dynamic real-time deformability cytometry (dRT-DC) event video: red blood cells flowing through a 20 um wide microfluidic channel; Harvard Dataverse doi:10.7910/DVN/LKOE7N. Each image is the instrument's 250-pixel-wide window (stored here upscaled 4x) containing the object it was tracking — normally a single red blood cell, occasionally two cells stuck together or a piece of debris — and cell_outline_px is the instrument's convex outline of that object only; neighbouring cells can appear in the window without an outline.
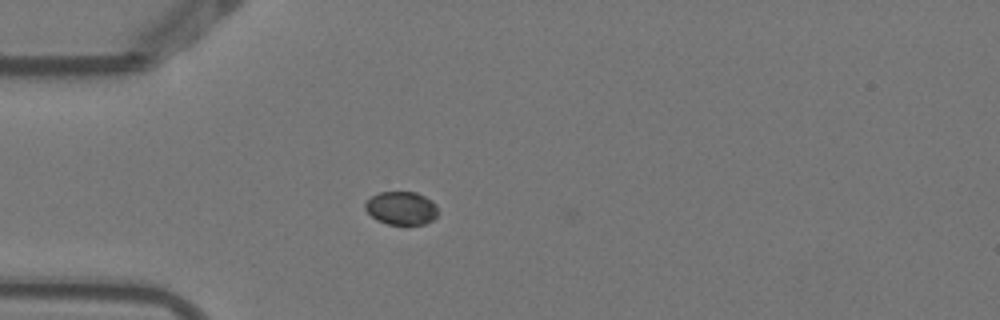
{"species": "Egyptian fruit bat (a non-hibernating species)", "species_latin": "Rousettus aegyptiacus", "temperature_condition": "warm", "stored_images_in_passage": 5, "camera_frame_rate_fps": 3000, "um_per_image_px": 0.085, "animal": {"sex": "female"}, "frame": {"image": 1, "passage_image": 5, "time_ms": 1.333, "image_size_px": [1000, 320], "cell_outline_px": [[436, 216], [432, 220], [424, 224], [388, 224], [376, 220], [364, 208], [364, 204], [372, 196], [380, 192], [416, 192], [424, 196], [436, 204]], "centroid_in_image_um": [34.09, 17.69], "position_along_channel_um": 50.9, "area_um2": 13.93}}